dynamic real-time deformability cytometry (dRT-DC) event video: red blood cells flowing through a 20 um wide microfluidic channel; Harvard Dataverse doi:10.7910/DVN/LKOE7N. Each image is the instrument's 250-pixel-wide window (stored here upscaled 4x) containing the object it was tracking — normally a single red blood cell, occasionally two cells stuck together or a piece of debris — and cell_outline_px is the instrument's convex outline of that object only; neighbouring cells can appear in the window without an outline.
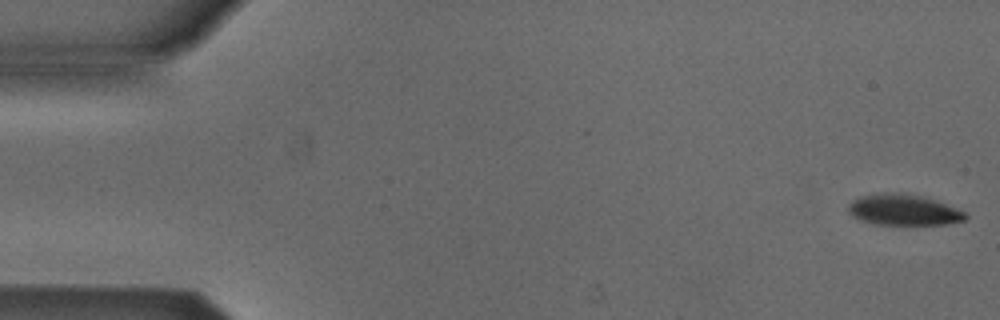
{"species": "Egyptian fruit bat (a non-hibernating species)", "species_latin": "Rousettus aegyptiacus", "temperature_condition": "cold", "stored_images_in_passage": 53, "camera_frame_rate_fps": 3000, "um_per_image_px": 0.085, "animal": {"sex": "male"}, "frame": {"image": 1, "passage_image": 1, "time_ms": 0.0, "image_size_px": [1000, 320], "cell_outline_px": [[968, 216], [964, 220], [948, 224], [876, 224], [860, 220], [852, 216], [848, 212], [848, 204], [852, 200], [860, 196], [876, 192], [900, 192], [924, 196], [936, 200], [956, 208], [964, 212]], "centroid_in_image_um": [76.76, 17.81], "position_along_channel_um": 8.2, "area_um2": 21.33}}
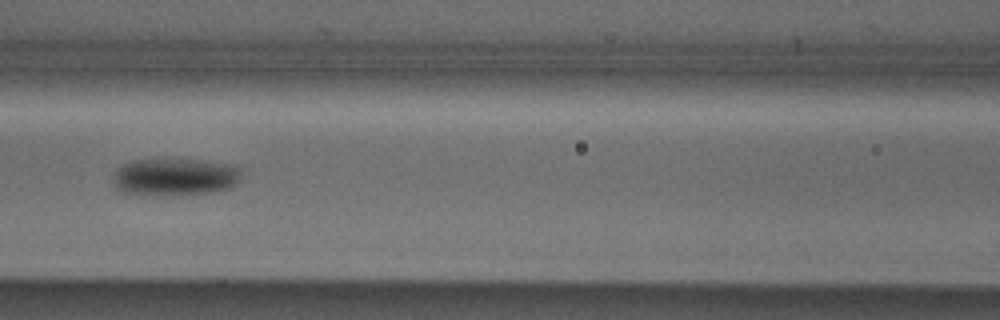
{"frame": {"image": 2, "passage_image": 23, "time_ms": 7.333, "image_size_px": [1000, 320], "cell_outline_px": [[240, 176], [236, 184], [232, 188], [212, 192], [140, 196], [124, 192], [116, 188], [112, 176], [116, 168], [132, 160], [156, 156], [168, 156], [236, 164], [240, 168]], "centroid_in_image_um": [14.83, 14.98], "position_along_channel_um": 151.8, "area_um2": 29.36}}
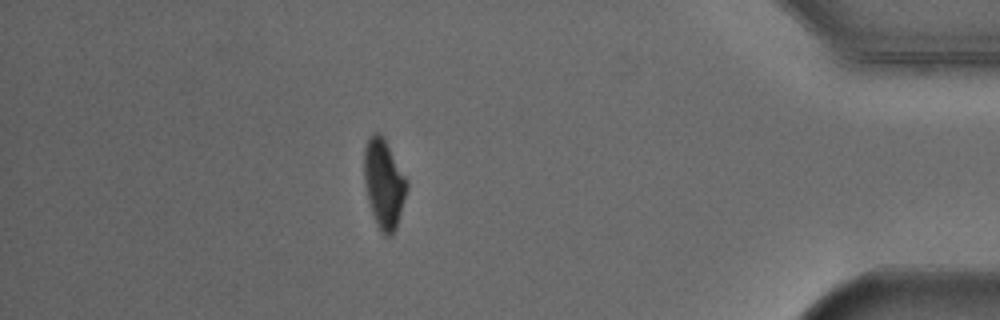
{"frame": {"image": 3, "passage_image": 46, "time_ms": 15.0, "image_size_px": [1000, 320], "cell_outline_px": [[408, 188], [396, 228], [392, 236], [384, 236], [380, 232], [372, 212], [368, 200], [364, 180], [364, 148], [368, 136], [372, 132], [380, 132], [384, 136], [408, 180]], "centroid_in_image_um": [32.63, 15.57], "position_along_channel_um": 402.6, "area_um2": 22.54}, "authors_computed_cell_mechanics": {"area_um2": 23.987, "velocity_mm_per_s": 3.8943, "shape_relaxation_time_tau1_ms": 3.117, "shape_relaxation_time_tau2_ms": null, "deformation_change_tau1": 0.1, "deformation_change_tau2": null}}